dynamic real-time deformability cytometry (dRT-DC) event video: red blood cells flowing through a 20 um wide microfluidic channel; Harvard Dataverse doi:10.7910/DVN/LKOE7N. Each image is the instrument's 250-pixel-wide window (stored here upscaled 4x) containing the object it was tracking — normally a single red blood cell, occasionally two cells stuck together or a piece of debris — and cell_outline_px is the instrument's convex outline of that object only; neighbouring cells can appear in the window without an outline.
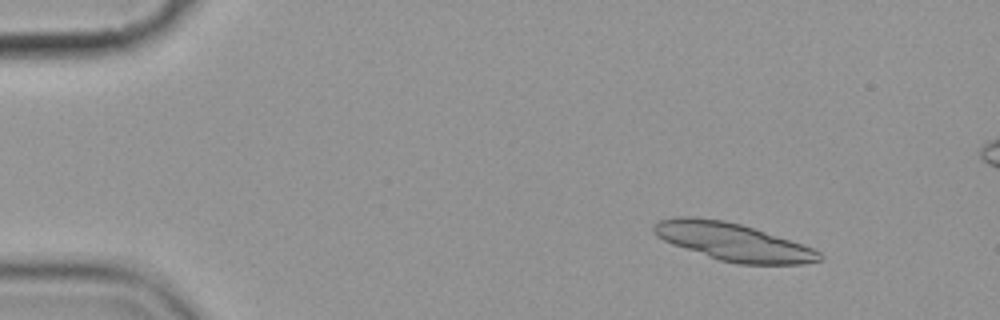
{"species": "common noctule bat (a hibernating species)", "species_latin": "Nyctalus noctula", "temperature_condition": "cold", "stored_images_in_passage": 6, "camera_frame_rate_fps": 3000, "um_per_image_px": 0.085, "animal": {"sex": "female", "body_mass_g": 19.9}, "frame": {"image": 1, "passage_image": 2, "time_ms": 1.0, "image_size_px": [1000, 320], "cell_outline_px": [[824, 256], [820, 260], [800, 264], [740, 264], [720, 260], [672, 244], [656, 236], [652, 228], [660, 220], [680, 216], [692, 216], [724, 220], [740, 224], [812, 248], [820, 252]], "centroid_in_image_um": [62.27, 20.55], "position_along_channel_um": 22.7, "area_um2": 35.66}}